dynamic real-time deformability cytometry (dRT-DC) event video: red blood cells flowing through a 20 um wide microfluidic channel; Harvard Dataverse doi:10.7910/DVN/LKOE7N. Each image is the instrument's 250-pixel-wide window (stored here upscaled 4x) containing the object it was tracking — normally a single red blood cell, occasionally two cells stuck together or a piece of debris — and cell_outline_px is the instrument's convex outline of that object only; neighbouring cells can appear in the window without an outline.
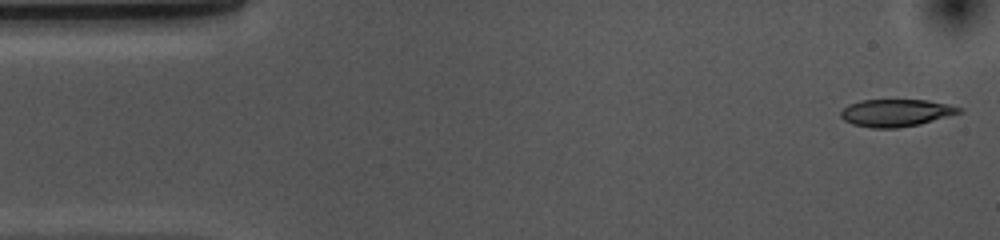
{"species": "common noctule bat (a hibernating species)", "species_latin": "Nyctalus noctula", "temperature_condition": "cold", "stored_images_in_passage": 52, "camera_frame_rate_fps": 3000, "um_per_image_px": 0.085, "animal": {"sex": "female", "body_mass_g": 10.0, "forearm_length_mm": 53.1}, "frame": {"image": 1, "passage_image": 1, "time_ms": 0.0, "image_size_px": [1000, 240], "cell_outline_px": [[964, 112], [920, 124], [900, 128], [872, 128], [852, 124], [844, 120], [840, 116], [840, 112], [848, 104], [860, 100], [928, 100], [948, 104], [964, 108]], "centroid_in_image_um": [76.18, 9.59], "position_along_channel_um": 8.8, "area_um2": 19.07}}
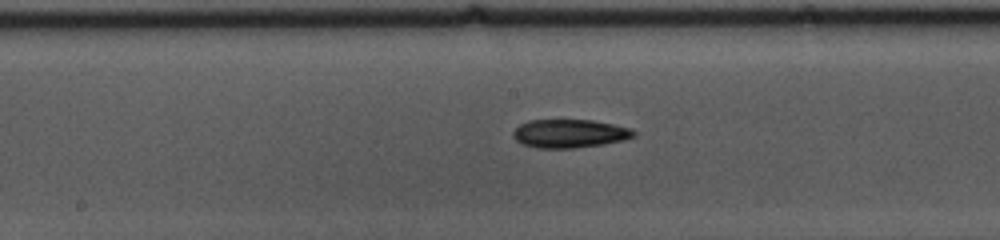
{"frame": {"image": 2, "passage_image": 25, "time_ms": 8.0, "image_size_px": [1000, 240], "cell_outline_px": [[636, 136], [624, 140], [604, 144], [572, 148], [536, 148], [524, 144], [516, 140], [512, 136], [512, 132], [520, 124], [528, 120], [592, 120], [632, 128], [636, 132]], "centroid_in_image_um": [48.43, 11.35], "position_along_channel_um": 199.8, "area_um2": 20.06}}
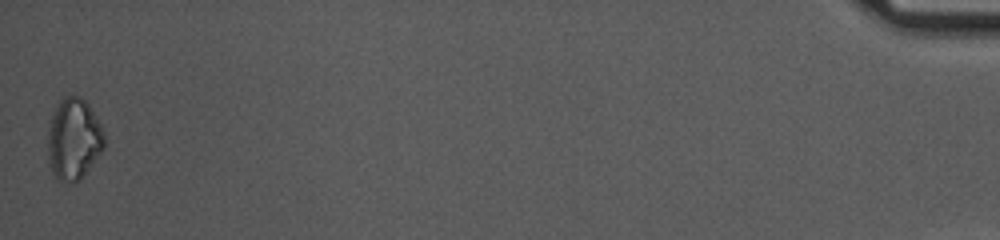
{"frame": {"image": 3, "passage_image": 52, "time_ms": 17.0, "image_size_px": [1000, 240], "cell_outline_px": [[104, 148], [80, 180], [60, 180], [52, 172], [48, 160], [48, 136], [52, 116], [60, 100], [64, 96], [80, 96], [88, 104], [96, 116], [104, 132]], "centroid_in_image_um": [6.28, 11.8], "position_along_channel_um": 428.9, "area_um2": 26.3}, "authors_computed_cell_mechanics": {"area_um2": 19.8832, "velocity_mm_per_s": 3.6781, "shape_relaxation_time_tau1_ms": 2.8425, "shape_relaxation_time_tau2_ms": null, "deformation_change_tau1": 0.0987, "deformation_change_tau2": null}}